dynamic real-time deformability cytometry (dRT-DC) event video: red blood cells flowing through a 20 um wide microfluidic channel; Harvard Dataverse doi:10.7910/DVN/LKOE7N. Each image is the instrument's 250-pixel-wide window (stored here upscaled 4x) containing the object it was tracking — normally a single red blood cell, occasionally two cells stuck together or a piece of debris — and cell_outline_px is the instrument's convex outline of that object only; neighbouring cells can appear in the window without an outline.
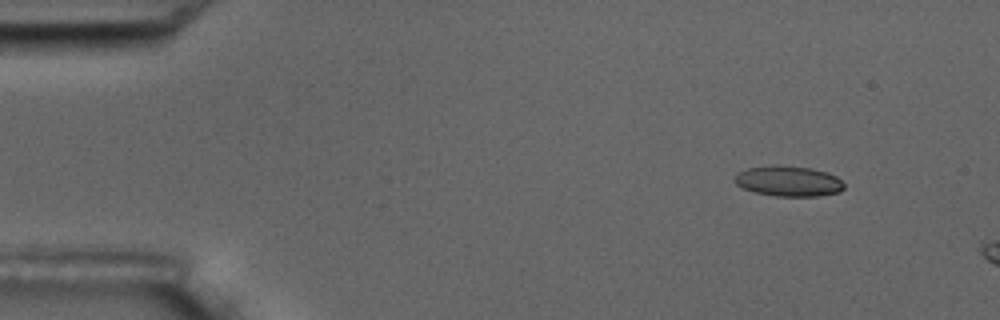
{"species": "common noctule bat (a hibernating species)", "species_latin": "Nyctalus noctula", "temperature_condition": "room temperature", "stored_images_in_passage": 3, "camera_frame_rate_fps": 3000, "um_per_image_px": 0.085, "animal": {"sex": "male", "body_mass_g": 17.5, "forearm_length_mm": 52.3}, "frame": {"image": 1, "passage_image": 1, "time_ms": 0.0, "image_size_px": [1000, 320], "cell_outline_px": [[844, 188], [840, 192], [816, 196], [776, 196], [756, 192], [744, 188], [736, 184], [732, 180], [736, 172], [748, 168], [776, 164], [812, 168], [828, 172], [836, 176], [844, 184]], "centroid_in_image_um": [67.0, 15.38], "position_along_channel_um": 18.0, "area_um2": 19.59}}